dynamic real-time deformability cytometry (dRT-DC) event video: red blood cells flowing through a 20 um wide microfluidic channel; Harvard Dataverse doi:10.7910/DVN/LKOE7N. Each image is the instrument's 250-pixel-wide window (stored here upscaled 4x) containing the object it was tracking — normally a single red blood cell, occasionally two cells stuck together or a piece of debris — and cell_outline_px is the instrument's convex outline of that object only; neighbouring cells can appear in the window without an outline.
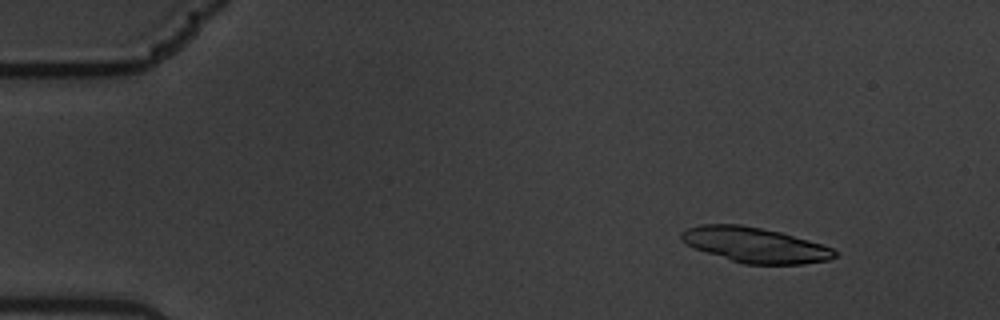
{"species": "common noctule bat (a hibernating species)", "species_latin": "Nyctalus noctula", "temperature_condition": "warm", "stored_images_in_passage": 35, "camera_frame_rate_fps": 3000, "um_per_image_px": 0.085, "animal": {"sex": "male", "body_mass_g": 19.5, "forearm_length_mm": 54.6}, "frame": {"image": 1, "passage_image": 6, "time_ms": 1.667, "image_size_px": [1000, 320], "cell_outline_px": [[836, 256], [828, 260], [804, 264], [744, 264], [696, 248], [680, 240], [680, 232], [688, 228], [700, 224], [740, 224], [780, 232], [808, 240], [832, 248], [836, 252]], "centroid_in_image_um": [64.17, 20.81], "position_along_channel_um": 20.8, "area_um2": 30.98}}
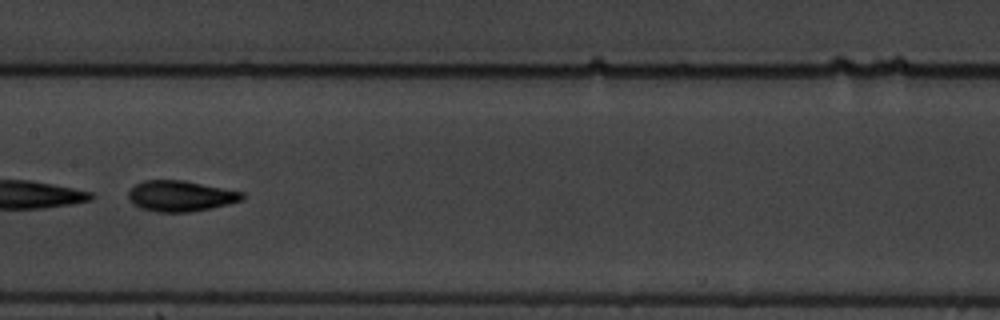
{"frame": {"image": 2, "passage_image": 30, "time_ms": 9.667, "image_size_px": [1000, 320], "cell_outline_px": [[244, 196], [240, 200], [228, 204], [212, 208], [188, 212], [156, 212], [140, 208], [132, 204], [128, 196], [128, 192], [136, 184], [144, 180], [184, 180], [244, 192]], "centroid_in_image_um": [15.32, 16.66], "position_along_channel_um": 192.1, "area_um2": 20.4}}